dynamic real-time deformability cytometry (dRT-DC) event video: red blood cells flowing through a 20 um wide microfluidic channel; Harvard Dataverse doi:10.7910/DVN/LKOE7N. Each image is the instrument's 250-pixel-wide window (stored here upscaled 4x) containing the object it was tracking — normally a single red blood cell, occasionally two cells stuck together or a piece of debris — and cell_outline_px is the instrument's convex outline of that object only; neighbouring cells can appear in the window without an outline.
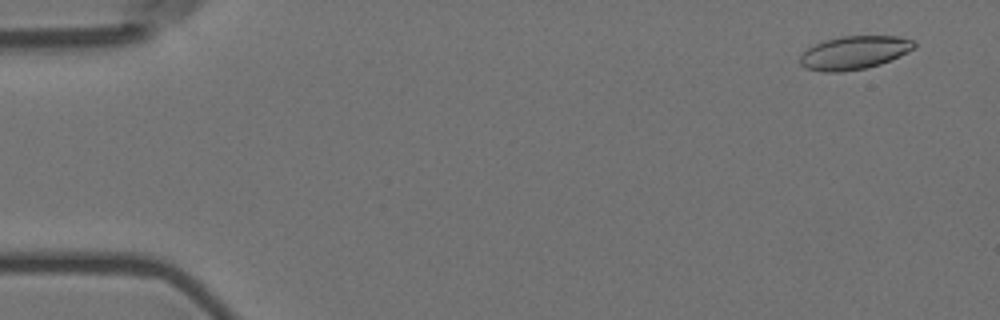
{"species": "Egyptian fruit bat (a non-hibernating species)", "species_latin": "Rousettus aegyptiacus", "temperature_condition": "room temperature", "stored_images_in_passage": 57, "camera_frame_rate_fps": 3000, "um_per_image_px": 0.085, "animal": {"sex": "female"}, "frame": {"image": 1, "passage_image": 3, "time_ms": 0.667, "image_size_px": [1000, 320], "cell_outline_px": [[916, 48], [880, 64], [864, 68], [840, 72], [824, 72], [804, 68], [800, 64], [800, 56], [808, 48], [824, 40], [840, 36], [896, 36], [912, 40], [916, 44]], "centroid_in_image_um": [72.59, 4.47], "position_along_channel_um": 12.4, "area_um2": 22.02}}
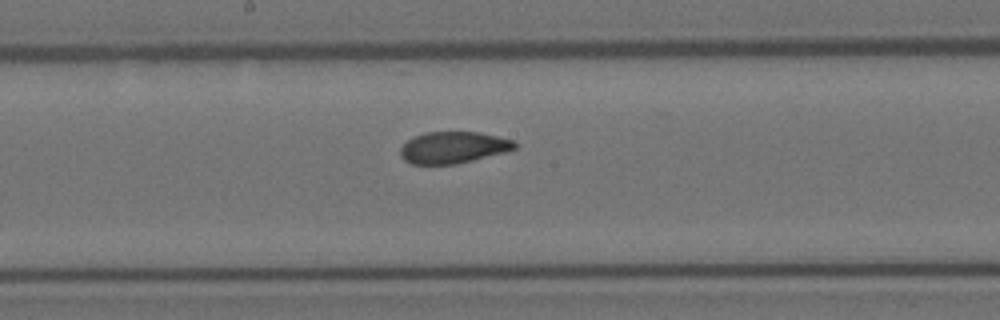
{"frame": {"image": 2, "passage_image": 30, "time_ms": 9.667, "image_size_px": [1000, 320], "cell_outline_px": [[516, 148], [504, 152], [456, 164], [412, 164], [404, 160], [400, 156], [400, 148], [412, 136], [424, 132], [480, 132], [512, 140], [516, 144]], "centroid_in_image_um": [38.47, 12.53], "position_along_channel_um": 209.7, "area_um2": 20.98}}
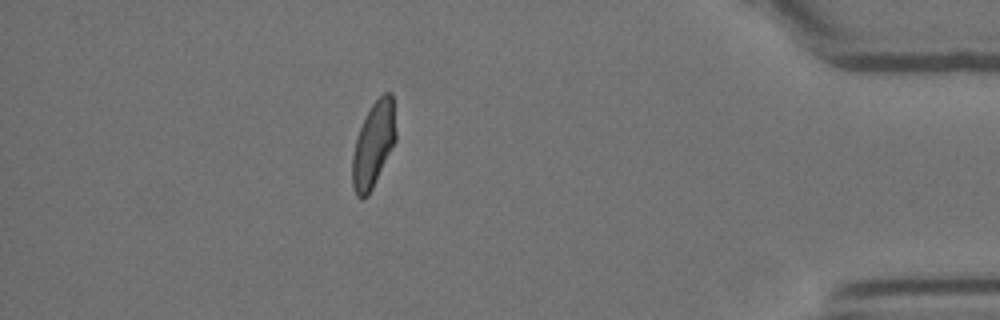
{"frame": {"image": 3, "passage_image": 50, "time_ms": 16.333, "image_size_px": [1000, 320], "cell_outline_px": [[396, 140], [368, 196], [360, 200], [356, 196], [352, 188], [352, 156], [356, 140], [360, 128], [372, 104], [384, 92], [392, 92], [396, 132]], "centroid_in_image_um": [31.74, 12.32], "position_along_channel_um": 403.5, "area_um2": 21.44}, "authors_computed_cell_mechanics": {"area_um2": 22.0796, "velocity_mm_per_s": 3.5685, "shape_relaxation_time_tau1_ms": 7.9042, "shape_relaxation_time_tau2_ms": 1.2544, "deformation_change_tau1": 0.1792, "deformation_change_tau2": 0.0653}}